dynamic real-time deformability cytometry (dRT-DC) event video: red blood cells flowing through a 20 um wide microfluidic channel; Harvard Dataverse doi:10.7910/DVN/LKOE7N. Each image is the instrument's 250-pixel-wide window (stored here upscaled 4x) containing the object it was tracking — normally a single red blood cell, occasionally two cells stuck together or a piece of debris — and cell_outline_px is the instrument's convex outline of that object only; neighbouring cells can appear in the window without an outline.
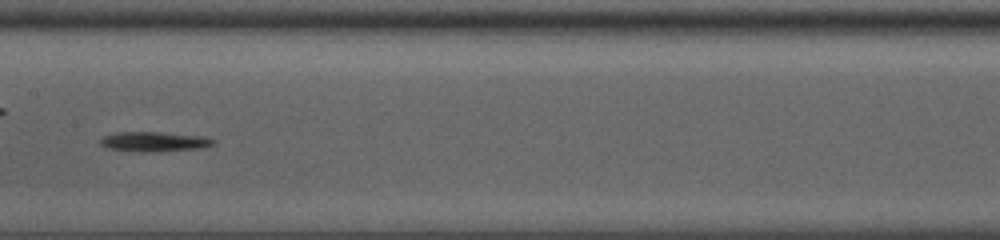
{"species": "common noctule bat (a hibernating species)", "species_latin": "Nyctalus noctula", "temperature_condition": "room temperature", "stored_images_in_passage": 37, "camera_frame_rate_fps": 3000, "um_per_image_px": 0.085, "animal": {"sex": "male", "body_mass_g": 13.0, "forearm_length_mm": 53.1}, "frame": {"image": 1, "passage_image": 13, "time_ms": 4.0, "image_size_px": [1000, 240], "cell_outline_px": [[216, 144], [200, 148], [148, 152], [108, 148], [100, 144], [100, 140], [104, 136], [116, 132], [160, 132], [204, 136], [216, 140]], "centroid_in_image_um": [13.15, 12.02], "position_along_channel_um": 194.3, "area_um2": 12.89}}
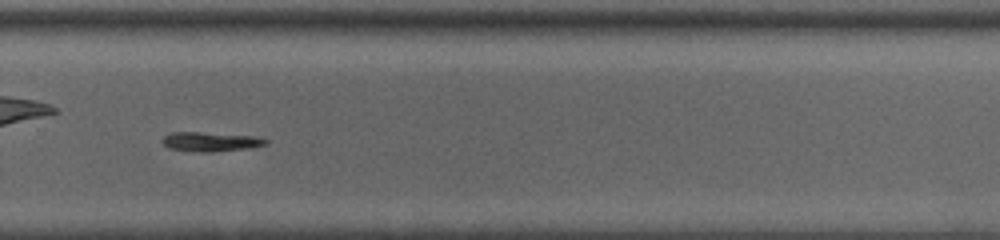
{"frame": {"image": 2, "passage_image": 22, "time_ms": 7.0, "image_size_px": [1000, 240], "cell_outline_px": [[268, 144], [252, 148], [212, 152], [200, 152], [168, 148], [160, 140], [164, 136], [172, 132], [200, 132], [260, 136], [268, 140]], "centroid_in_image_um": [17.96, 12.04], "position_along_channel_um": 311.8, "area_um2": 11.91}}
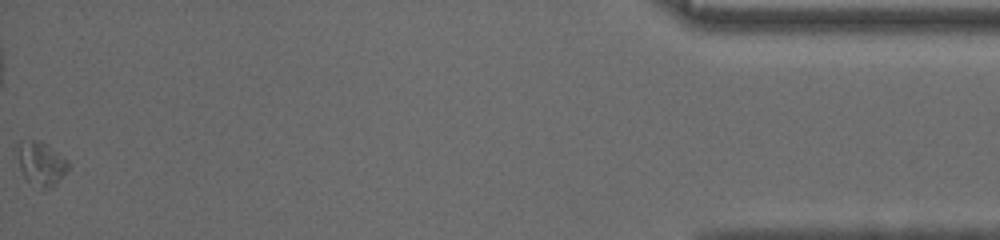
{"frame": {"image": 3, "passage_image": 37, "time_ms": 12.0, "image_size_px": [1000, 240], "cell_outline_px": [[68, 168], [56, 184], [52, 188], [44, 192], [28, 184], [20, 168], [16, 152], [20, 140], [40, 140], [68, 160]], "centroid_in_image_um": [3.46, 13.96], "position_along_channel_um": 431.7, "area_um2": 13.35}}